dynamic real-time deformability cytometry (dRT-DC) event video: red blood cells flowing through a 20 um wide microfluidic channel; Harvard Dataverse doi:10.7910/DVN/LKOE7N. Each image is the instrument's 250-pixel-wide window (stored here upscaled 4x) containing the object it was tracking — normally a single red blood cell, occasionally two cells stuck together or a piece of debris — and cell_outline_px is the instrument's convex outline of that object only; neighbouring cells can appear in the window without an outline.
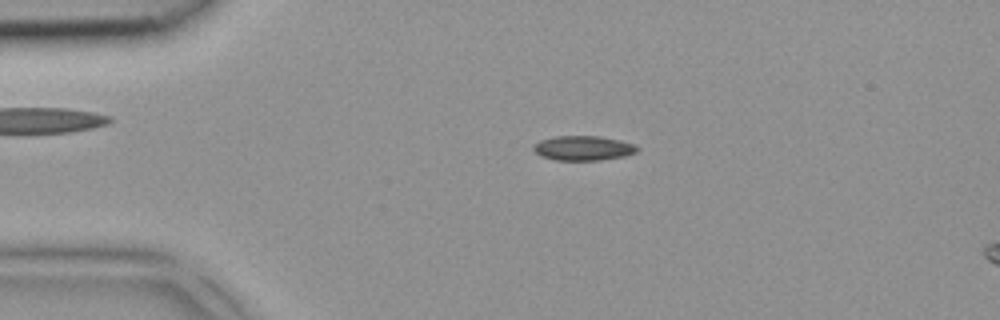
{"species": "common noctule bat (a hibernating species)", "species_latin": "Nyctalus noctula", "temperature_condition": "room temperature", "stored_images_in_passage": 4, "segment_of_instrument_passage": [1, 2], "camera_frame_rate_fps": 3000, "um_per_image_px": 0.085, "animal": {"sex": "female", "body_mass_g": 18.4}, "frame": {"image": 1, "passage_image": 2, "time_ms": 0.333, "image_size_px": [1000, 320], "cell_outline_px": [[640, 148], [636, 152], [624, 156], [600, 160], [556, 160], [540, 156], [532, 148], [532, 144], [540, 140], [556, 136], [600, 136], [620, 140], [636, 144]], "centroid_in_image_um": [49.57, 12.58], "position_along_channel_um": 35.4, "area_um2": 15.03}}